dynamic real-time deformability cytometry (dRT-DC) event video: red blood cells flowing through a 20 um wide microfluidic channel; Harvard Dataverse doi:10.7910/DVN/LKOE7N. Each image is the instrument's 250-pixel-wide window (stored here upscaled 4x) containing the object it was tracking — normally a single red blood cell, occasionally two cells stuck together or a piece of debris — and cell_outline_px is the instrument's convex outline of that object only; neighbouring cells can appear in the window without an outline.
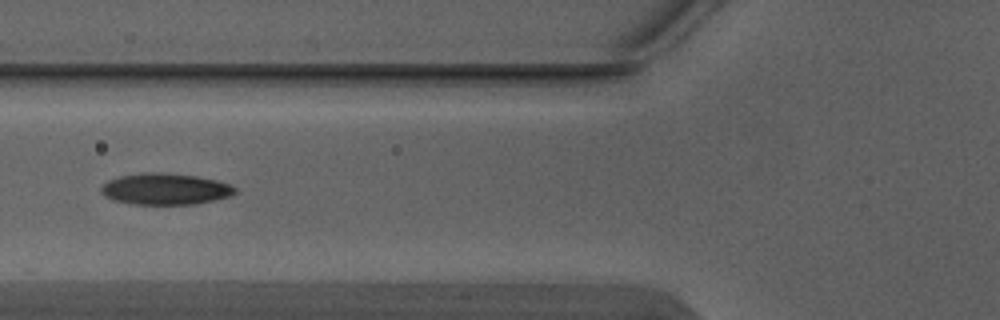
{"species": "Egyptian fruit bat (a non-hibernating species)", "species_latin": "Rousettus aegyptiacus", "temperature_condition": "warm", "stored_images_in_passage": 5, "camera_frame_rate_fps": 3000, "um_per_image_px": 0.085, "animal": {"sex": "male"}, "frame": {"image": 1, "passage_image": 5, "time_ms": 1.333, "image_size_px": [1000, 320], "cell_outline_px": [[236, 192], [232, 196], [196, 204], [132, 204], [112, 200], [104, 196], [100, 192], [100, 188], [108, 180], [120, 176], [140, 172], [160, 172], [196, 176], [216, 180], [228, 184], [236, 188]], "centroid_in_image_um": [14.02, 16.06], "position_along_channel_um": 111.8, "area_um2": 24.62}}